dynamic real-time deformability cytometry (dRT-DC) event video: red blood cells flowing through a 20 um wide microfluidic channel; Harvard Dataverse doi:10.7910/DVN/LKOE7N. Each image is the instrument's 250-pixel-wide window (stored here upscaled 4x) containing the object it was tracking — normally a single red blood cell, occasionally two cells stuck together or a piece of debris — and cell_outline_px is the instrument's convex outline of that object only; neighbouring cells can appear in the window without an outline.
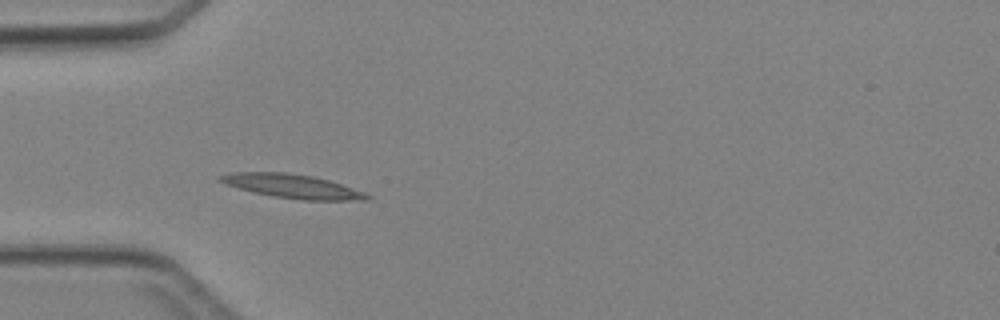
{"species": "Egyptian fruit bat (a non-hibernating species)", "species_latin": "Rousettus aegyptiacus", "temperature_condition": "cold", "stored_images_in_passage": 5, "camera_frame_rate_fps": 3000, "um_per_image_px": 0.085, "animal": {"sex": "female"}, "frame": {"image": 1, "passage_image": 3, "time_ms": 3.333, "image_size_px": [1000, 320], "cell_outline_px": [[372, 200], [300, 200], [272, 196], [252, 192], [216, 180], [216, 176], [232, 172], [288, 172], [312, 176], [328, 180], [364, 192], [372, 196]], "centroid_in_image_um": [24.84, 15.83], "position_along_channel_um": 60.2, "area_um2": 20.46}}
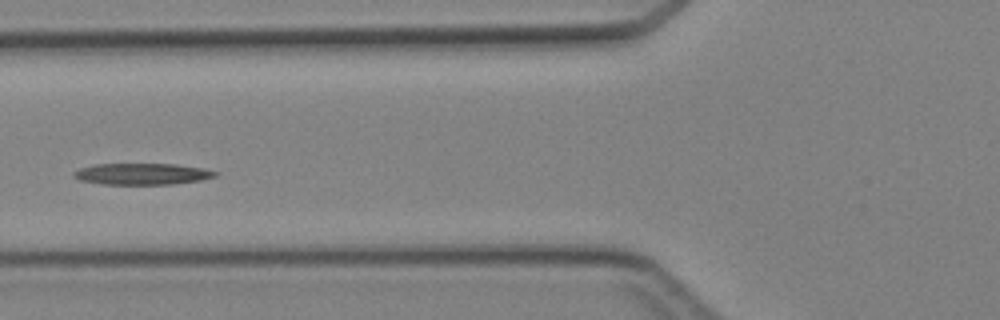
{"frame": {"image": 2, "passage_image": 4, "time_ms": 4.667, "image_size_px": [1000, 320], "cell_outline_px": [[220, 172], [216, 176], [200, 180], [172, 184], [104, 184], [80, 180], [72, 176], [72, 172], [80, 168], [92, 164], [176, 164], [204, 168]], "centroid_in_image_um": [12.08, 14.78], "position_along_channel_um": 113.7, "area_um2": 17.69}}
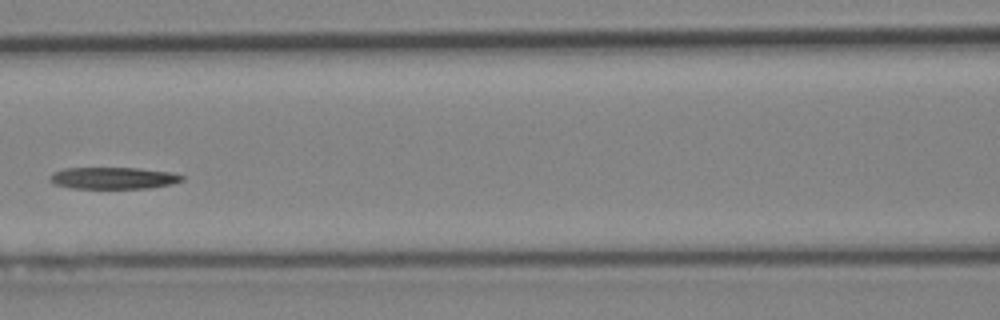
{"frame": {"image": 3, "passage_image": 5, "time_ms": 5.667, "image_size_px": [1000, 320], "cell_outline_px": [[184, 180], [172, 184], [152, 188], [68, 188], [52, 184], [48, 180], [48, 176], [64, 168], [140, 168], [168, 172], [184, 176]], "centroid_in_image_um": [9.6, 15.14], "position_along_channel_um": 157.0, "area_um2": 16.88}}